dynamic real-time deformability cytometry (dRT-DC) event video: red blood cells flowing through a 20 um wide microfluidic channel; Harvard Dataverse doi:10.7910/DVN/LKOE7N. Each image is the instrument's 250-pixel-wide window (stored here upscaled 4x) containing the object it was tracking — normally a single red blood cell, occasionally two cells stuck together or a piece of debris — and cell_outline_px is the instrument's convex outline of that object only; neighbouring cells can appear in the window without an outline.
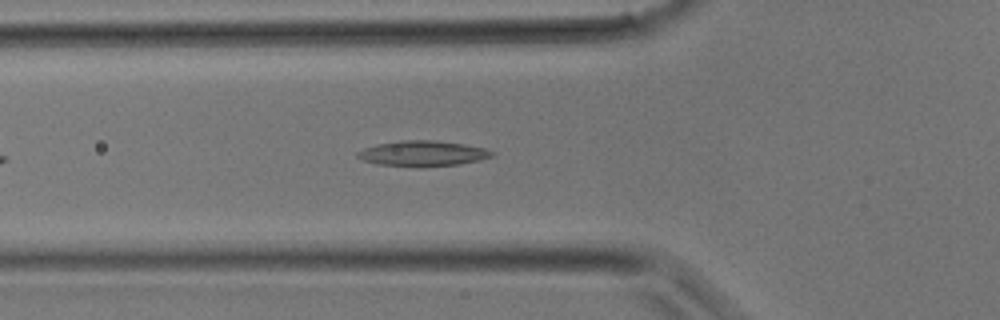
{"species": "common noctule bat (a hibernating species)", "species_latin": "Nyctalus noctula", "temperature_condition": "room temperature", "stored_images_in_passage": 28, "camera_frame_rate_fps": 3000, "um_per_image_px": 0.085, "animal": {"sex": "male", "body_mass_g": 17.9}, "frame": {"image": 1, "passage_image": 5, "time_ms": 1.333, "image_size_px": [1000, 320], "cell_outline_px": [[496, 156], [480, 160], [460, 164], [424, 168], [420, 168], [376, 164], [364, 160], [356, 156], [356, 152], [364, 148], [376, 144], [400, 140], [432, 140], [464, 144], [484, 148], [496, 152]], "centroid_in_image_um": [35.95, 13.06], "position_along_channel_um": 89.8, "area_um2": 20.4}}
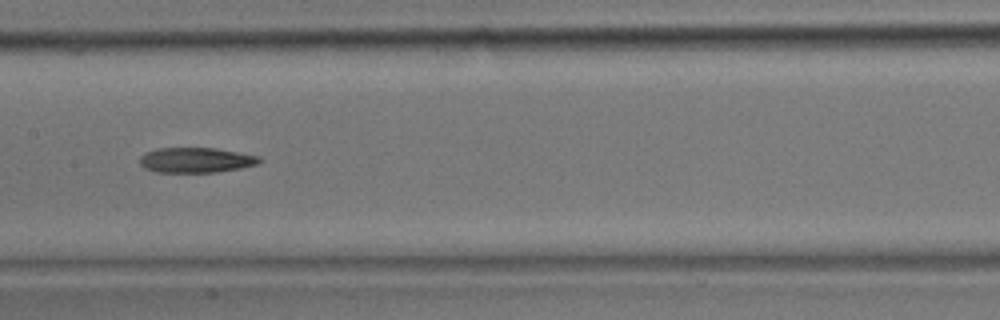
{"frame": {"image": 2, "passage_image": 10, "time_ms": 3.0, "image_size_px": [1000, 320], "cell_outline_px": [[264, 160], [260, 164], [240, 168], [216, 172], [156, 172], [144, 168], [140, 164], [140, 156], [144, 152], [156, 148], [216, 148], [260, 156]], "centroid_in_image_um": [16.68, 13.6], "position_along_channel_um": 190.7, "area_um2": 17.74}}
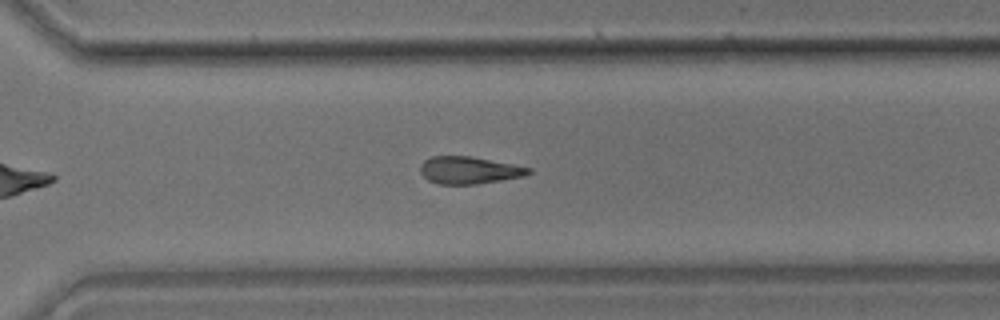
{"frame": {"image": 3, "passage_image": 17, "time_ms": 5.333, "image_size_px": [1000, 320], "cell_outline_px": [[532, 172], [524, 176], [476, 184], [440, 184], [428, 180], [420, 172], [420, 164], [424, 160], [432, 156], [472, 156], [532, 168]], "centroid_in_image_um": [39.86, 14.46], "position_along_channel_um": 330.7, "area_um2": 17.17}}